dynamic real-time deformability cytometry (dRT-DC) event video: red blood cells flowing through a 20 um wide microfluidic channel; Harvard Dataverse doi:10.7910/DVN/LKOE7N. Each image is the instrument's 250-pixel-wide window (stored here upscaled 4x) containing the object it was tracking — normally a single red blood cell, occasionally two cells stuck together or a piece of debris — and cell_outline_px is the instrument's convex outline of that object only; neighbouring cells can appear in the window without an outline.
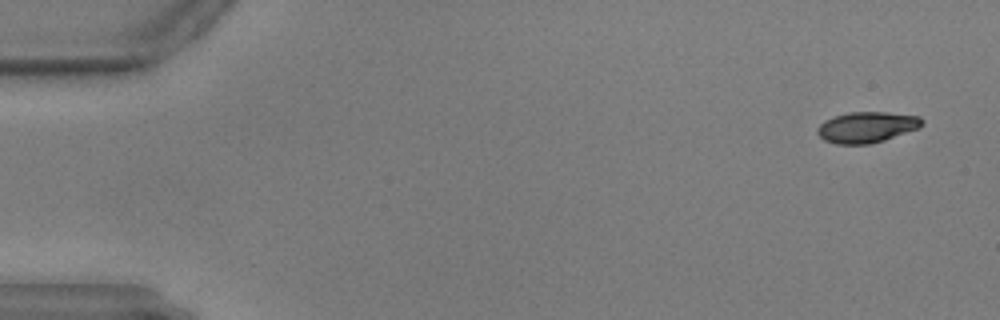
{"species": "common noctule bat (a hibernating species)", "species_latin": "Nyctalus noctula", "temperature_condition": "warm", "stored_images_in_passage": 58, "camera_frame_rate_fps": 3000, "um_per_image_px": 0.085, "animal": {"sex": "male", "body_mass_g": 17.9, "forearm_length_mm": 54.2}, "frame": {"image": 1, "passage_image": 3, "time_ms": 0.667, "image_size_px": [1000, 320], "cell_outline_px": [[924, 124], [920, 128], [884, 140], [868, 144], [836, 144], [824, 140], [816, 132], [816, 128], [824, 120], [832, 116], [848, 112], [888, 112], [920, 116], [924, 120]], "centroid_in_image_um": [73.68, 10.8], "position_along_channel_um": 11.3, "area_um2": 19.07}}
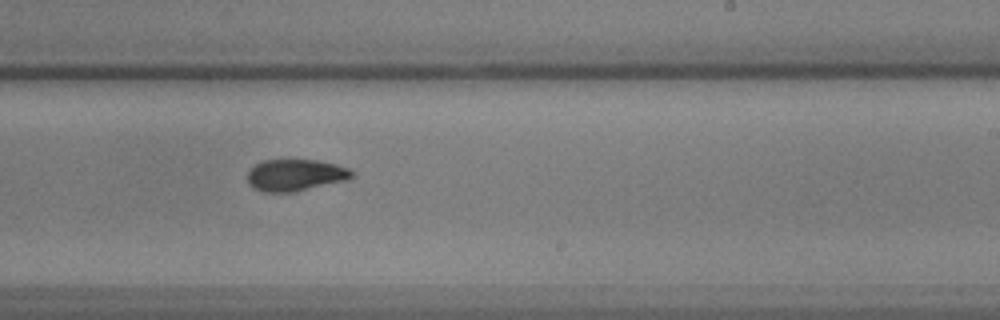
{"frame": {"image": 2, "passage_image": 36, "time_ms": 11.667, "image_size_px": [1000, 320], "cell_outline_px": [[356, 172], [348, 180], [296, 192], [264, 192], [252, 188], [248, 184], [248, 172], [256, 164], [264, 160], [288, 156], [292, 156], [316, 160], [336, 164], [348, 168]], "centroid_in_image_um": [25.11, 14.84], "position_along_channel_um": 263.9, "area_um2": 20.29}}
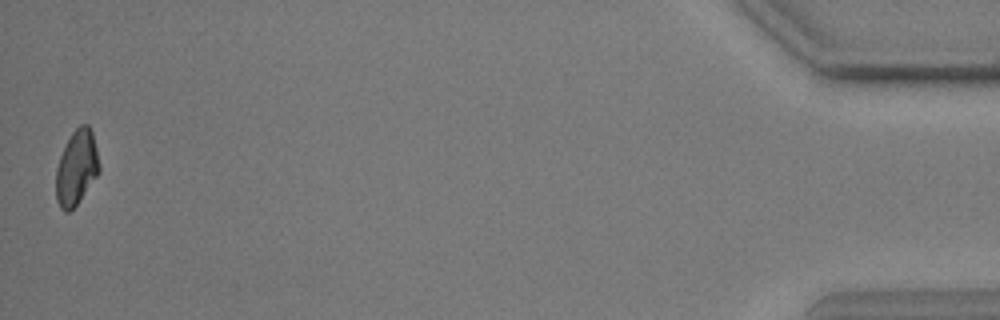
{"frame": {"image": 3, "passage_image": 58, "time_ms": 19.0, "image_size_px": [1000, 320], "cell_outline_px": [[100, 172], [76, 204], [68, 212], [64, 212], [60, 208], [56, 200], [56, 168], [60, 156], [72, 132], [80, 124], [88, 124], [92, 132], [100, 164]], "centroid_in_image_um": [6.5, 14.25], "position_along_channel_um": 428.7, "area_um2": 18.73}}